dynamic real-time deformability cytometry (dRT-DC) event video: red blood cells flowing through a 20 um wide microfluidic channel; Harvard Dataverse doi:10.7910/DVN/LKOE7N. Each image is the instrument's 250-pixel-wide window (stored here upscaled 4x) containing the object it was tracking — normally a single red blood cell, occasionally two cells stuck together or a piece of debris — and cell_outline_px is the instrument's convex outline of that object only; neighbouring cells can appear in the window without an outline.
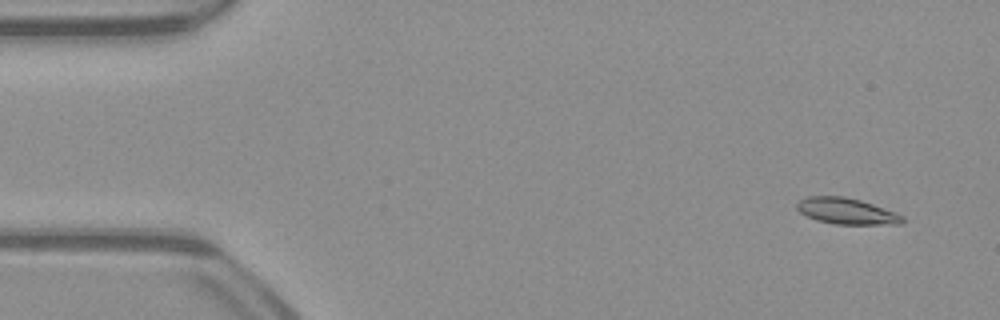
{"species": "common noctule bat (a hibernating species)", "species_latin": "Nyctalus noctula", "temperature_condition": "warm", "stored_images_in_passage": 49, "camera_frame_rate_fps": 3000, "um_per_image_px": 0.085, "animal": {"sex": "male", "body_mass_g": 23.1, "forearm_length_mm": 52.7}, "frame": {"image": 1, "passage_image": 1, "time_ms": 0.0, "image_size_px": [1000, 320], "cell_outline_px": [[904, 224], [836, 224], [816, 220], [800, 212], [796, 208], [796, 204], [800, 200], [808, 196], [844, 196], [860, 200], [896, 212], [904, 216]], "centroid_in_image_um": [71.98, 17.94], "position_along_channel_um": 13.0, "area_um2": 16.07}}
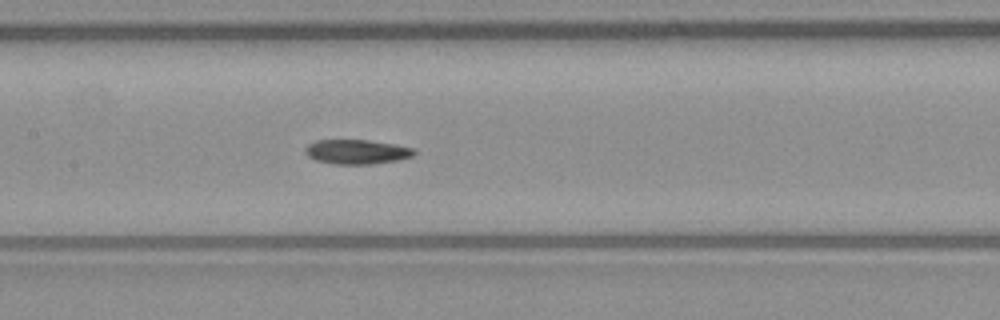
{"frame": {"image": 2, "passage_image": 22, "time_ms": 7.0, "image_size_px": [1000, 320], "cell_outline_px": [[416, 152], [412, 156], [400, 160], [372, 164], [332, 164], [316, 160], [308, 156], [304, 152], [304, 148], [308, 144], [316, 140], [368, 140], [396, 144], [416, 148]], "centroid_in_image_um": [30.34, 12.9], "position_along_channel_um": 177.1, "area_um2": 15.78}}
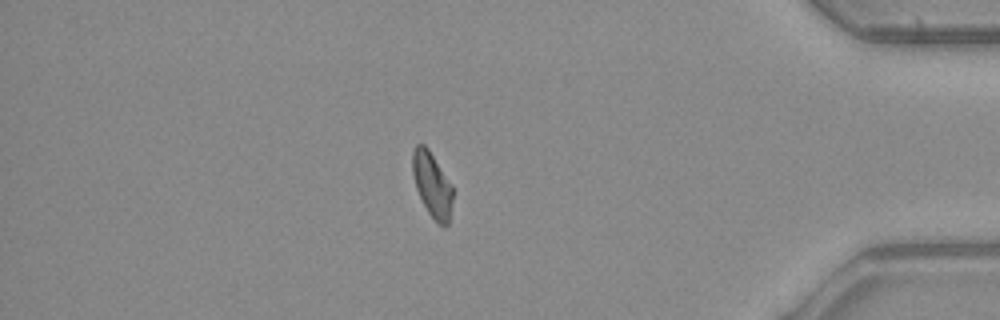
{"frame": {"image": 3, "passage_image": 42, "time_ms": 13.667, "image_size_px": [1000, 320], "cell_outline_px": [[452, 200], [448, 224], [440, 224], [428, 212], [416, 188], [412, 172], [412, 152], [416, 144], [424, 144], [428, 148], [452, 184]], "centroid_in_image_um": [36.71, 15.64], "position_along_channel_um": 398.5, "area_um2": 14.91}}